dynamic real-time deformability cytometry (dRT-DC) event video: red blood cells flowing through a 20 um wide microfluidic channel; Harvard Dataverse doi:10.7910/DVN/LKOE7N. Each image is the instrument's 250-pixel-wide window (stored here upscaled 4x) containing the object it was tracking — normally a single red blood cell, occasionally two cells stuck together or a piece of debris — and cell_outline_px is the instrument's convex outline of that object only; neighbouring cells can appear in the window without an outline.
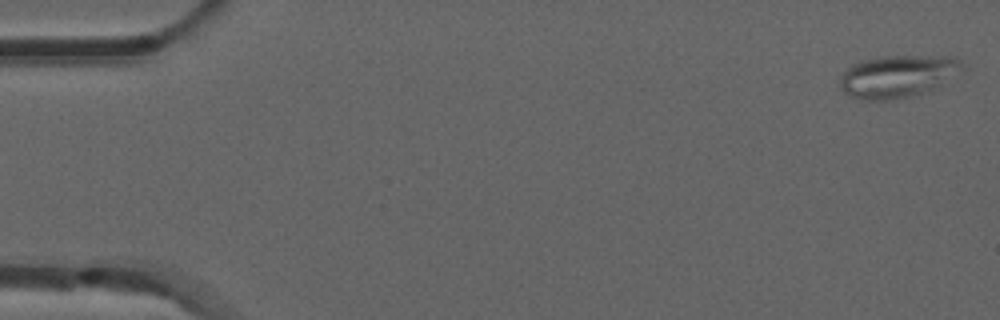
{"species": "common noctule bat (a hibernating species)", "species_latin": "Nyctalus noctula", "temperature_condition": "room temperature", "stored_images_in_passage": 52, "camera_frame_rate_fps": 3000, "um_per_image_px": 0.085, "animal": {"sex": "male", "forearm_length_mm": 52.5}, "frame": {"image": 1, "passage_image": 1, "time_ms": 0.0, "image_size_px": [1000, 320], "cell_outline_px": [[964, 68], [940, 84], [932, 88], [908, 96], [888, 100], [864, 100], [852, 96], [844, 92], [840, 88], [840, 76], [852, 64], [864, 60], [880, 56], [956, 56]], "centroid_in_image_um": [76.25, 6.46], "position_along_channel_um": 8.7, "area_um2": 29.65}}
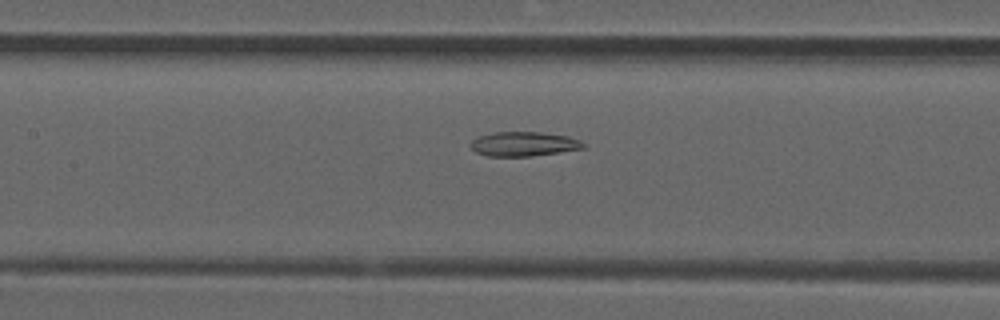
{"frame": {"image": 2, "passage_image": 24, "time_ms": 7.667, "image_size_px": [1000, 320], "cell_outline_px": [[588, 144], [584, 148], [560, 152], [532, 156], [488, 156], [476, 152], [468, 144], [476, 136], [492, 132], [540, 132], [568, 136], [580, 140]], "centroid_in_image_um": [44.51, 12.23], "position_along_channel_um": 162.9, "area_um2": 16.24}}
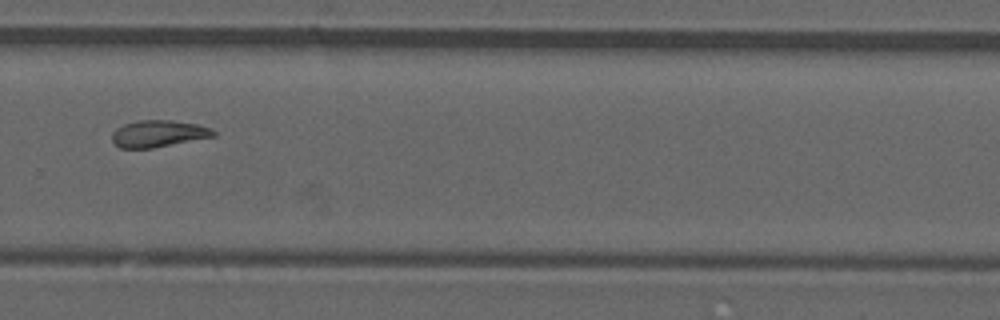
{"frame": {"image": 3, "passage_image": 36, "time_ms": 11.667, "image_size_px": [1000, 320], "cell_outline_px": [[216, 136], [152, 148], [120, 148], [112, 140], [112, 132], [116, 128], [124, 124], [140, 120], [172, 120], [196, 124], [212, 128], [216, 132]], "centroid_in_image_um": [13.47, 11.35], "position_along_channel_um": 316.3, "area_um2": 15.84}, "authors_computed_cell_mechanics": {"area_um2": 17.0221, "velocity_mm_per_s": 3.8542, "shape_relaxation_time_tau1_ms": null, "shape_relaxation_time_tau2_ms": 4.9876, "deformation_change_tau1": null, "deformation_change_tau2": 0.126}}